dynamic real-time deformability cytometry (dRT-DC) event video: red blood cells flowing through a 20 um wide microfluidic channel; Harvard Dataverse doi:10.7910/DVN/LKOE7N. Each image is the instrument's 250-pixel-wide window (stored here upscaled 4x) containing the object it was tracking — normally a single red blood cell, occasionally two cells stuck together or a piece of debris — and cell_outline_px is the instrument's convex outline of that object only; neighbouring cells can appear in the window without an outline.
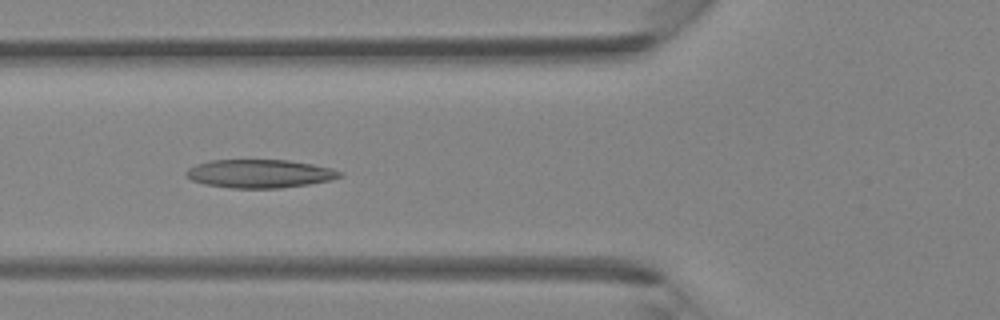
{"species": "Egyptian fruit bat (a non-hibernating species)", "species_latin": "Rousettus aegyptiacus", "temperature_condition": "room temperature", "stored_images_in_passage": 27, "camera_frame_rate_fps": 3000, "um_per_image_px": 0.085, "animal": {"sex": "female"}, "frame": {"image": 1, "passage_image": 5, "time_ms": 1.333, "image_size_px": [1000, 320], "cell_outline_px": [[344, 176], [332, 180], [308, 184], [280, 188], [232, 188], [204, 184], [192, 180], [184, 172], [188, 168], [196, 164], [208, 160], [288, 160], [312, 164], [332, 168], [344, 172]], "centroid_in_image_um": [22.1, 14.76], "position_along_channel_um": 103.7, "area_um2": 25.55}}
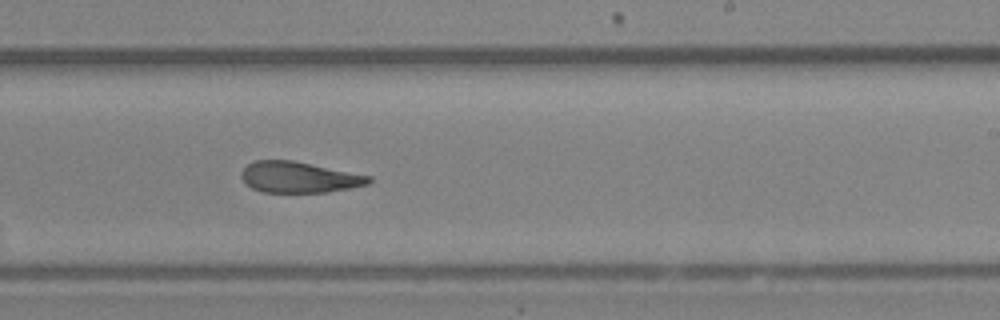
{"frame": {"image": 2, "passage_image": 15, "time_ms": 4.667, "image_size_px": [1000, 320], "cell_outline_px": [[372, 180], [368, 184], [328, 192], [260, 192], [244, 184], [240, 176], [240, 172], [248, 164], [256, 160], [292, 160], [372, 176]], "centroid_in_image_um": [25.37, 15.06], "position_along_channel_um": 263.6, "area_um2": 23.06}}
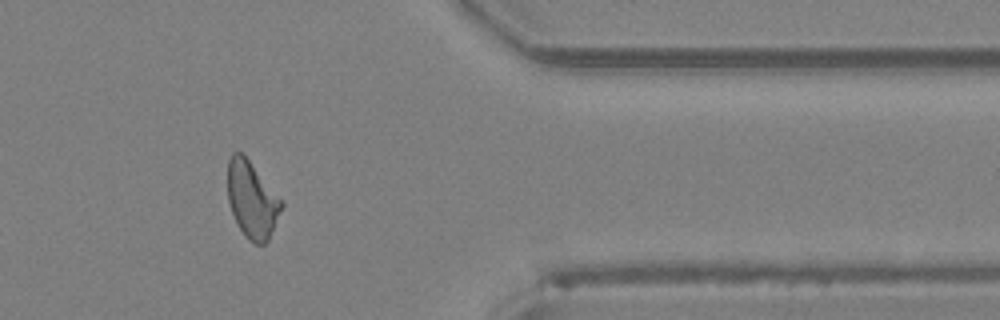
{"frame": {"image": 3, "passage_image": 24, "time_ms": 7.667, "image_size_px": [1000, 320], "cell_outline_px": [[284, 204], [268, 240], [264, 244], [252, 244], [244, 236], [232, 212], [228, 200], [228, 160], [232, 152], [244, 152], [284, 200]], "centroid_in_image_um": [21.44, 16.93], "position_along_channel_um": 390.0, "area_um2": 24.51}}